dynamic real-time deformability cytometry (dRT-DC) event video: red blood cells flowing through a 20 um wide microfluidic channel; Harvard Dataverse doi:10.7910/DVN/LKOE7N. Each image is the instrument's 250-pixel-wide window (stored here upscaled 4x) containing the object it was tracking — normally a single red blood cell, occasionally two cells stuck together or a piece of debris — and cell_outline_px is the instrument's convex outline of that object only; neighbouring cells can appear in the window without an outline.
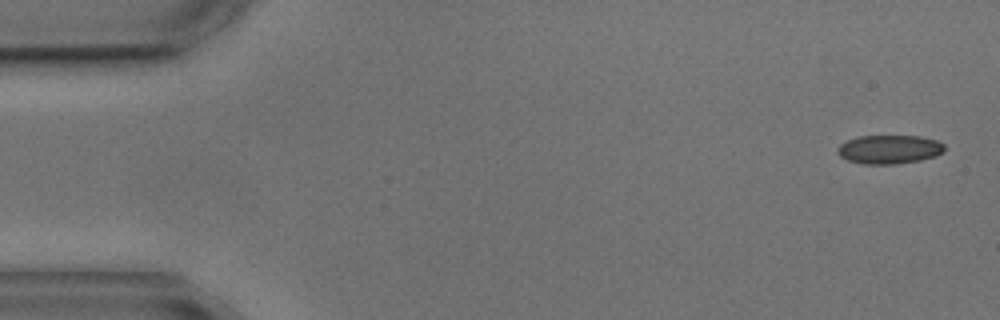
{"species": "common noctule bat (a hibernating species)", "species_latin": "Nyctalus noctula", "temperature_condition": "cold", "stored_images_in_passage": 5, "camera_frame_rate_fps": 3000, "um_per_image_px": 0.085, "animal": {"sex": "male", "body_mass_g": 17.9, "forearm_length_mm": 54.2}, "frame": {"image": 1, "passage_image": 1, "time_ms": 0.0, "image_size_px": [1000, 320], "cell_outline_px": [[944, 152], [936, 156], [920, 160], [896, 164], [864, 164], [848, 160], [840, 156], [836, 152], [836, 148], [840, 144], [848, 140], [860, 136], [920, 136], [936, 140], [944, 144]], "centroid_in_image_um": [75.59, 12.7], "position_along_channel_um": 9.4, "area_um2": 17.98}}
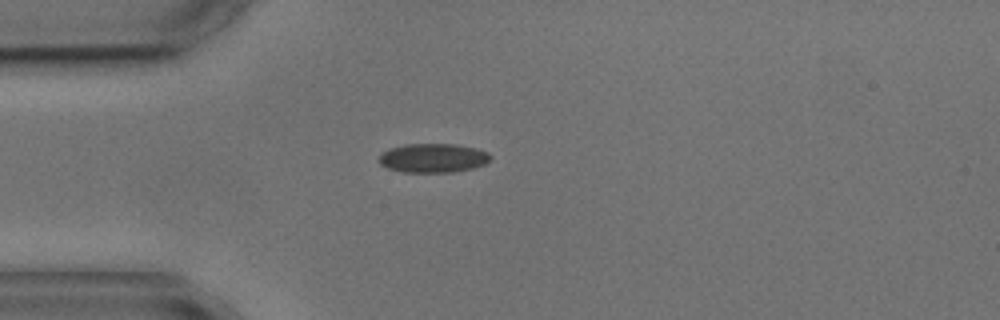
{"frame": {"image": 2, "passage_image": 4, "time_ms": 4.0, "image_size_px": [1000, 320], "cell_outline_px": [[492, 160], [484, 164], [472, 168], [452, 172], [404, 172], [388, 168], [380, 164], [380, 152], [388, 148], [404, 144], [456, 144], [476, 148], [488, 152], [492, 156]], "centroid_in_image_um": [36.82, 13.42], "position_along_channel_um": 48.2, "area_um2": 19.02}}